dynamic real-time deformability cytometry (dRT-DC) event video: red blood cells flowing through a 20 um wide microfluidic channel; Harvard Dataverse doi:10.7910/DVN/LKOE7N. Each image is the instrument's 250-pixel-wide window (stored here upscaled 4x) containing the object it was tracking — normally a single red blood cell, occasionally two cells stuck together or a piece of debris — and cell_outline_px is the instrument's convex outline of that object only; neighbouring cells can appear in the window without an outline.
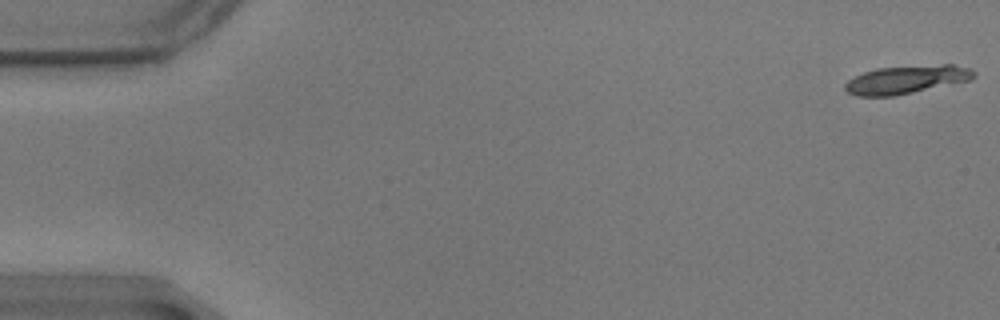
{"species": "common noctule bat (a hibernating species)", "species_latin": "Nyctalus noctula", "temperature_condition": "warm", "stored_images_in_passage": 16, "camera_frame_rate_fps": 3000, "um_per_image_px": 0.085, "animal": {"sex": "male", "body_mass_g": 17.9}, "frame": {"image": 1, "passage_image": 1, "time_ms": 0.0, "image_size_px": [1000, 320], "cell_outline_px": [[976, 76], [968, 80], [896, 96], [856, 96], [848, 92], [844, 88], [844, 84], [848, 80], [864, 72], [876, 68], [944, 64], [952, 64], [968, 68], [976, 72]], "centroid_in_image_um": [77.03, 6.76], "position_along_channel_um": 8.0, "area_um2": 21.04}}
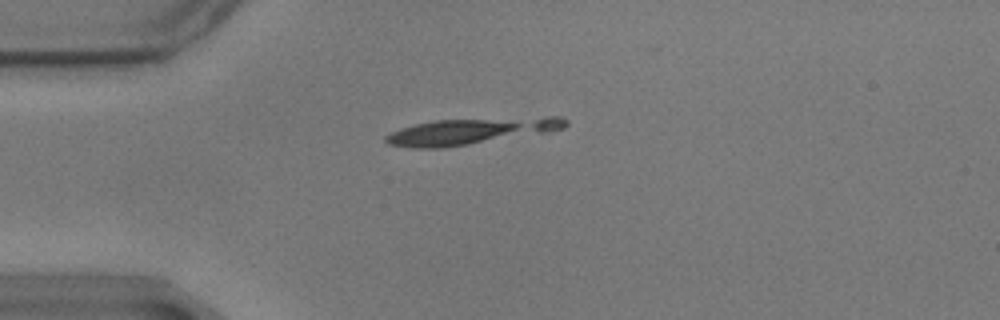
{"frame": {"image": 2, "passage_image": 15, "time_ms": 4.667, "image_size_px": [1000, 320], "cell_outline_px": [[520, 124], [516, 128], [468, 144], [444, 148], [412, 148], [388, 144], [384, 140], [384, 136], [400, 128], [416, 124], [436, 120], [484, 120]], "centroid_in_image_um": [37.94, 11.33], "position_along_channel_um": 47.1, "area_um2": 18.96}}